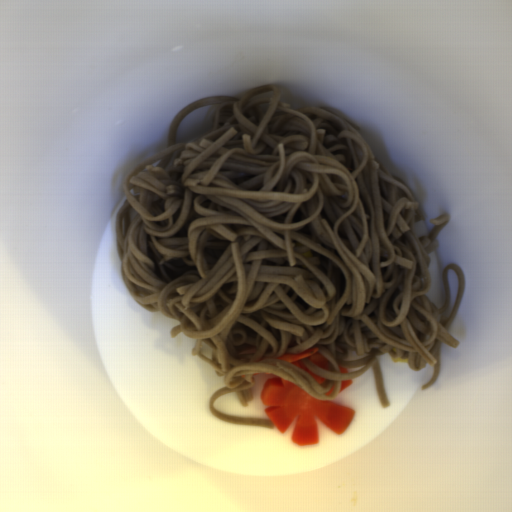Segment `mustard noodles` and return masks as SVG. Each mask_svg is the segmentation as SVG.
<instances>
[{
	"label": "mustard noodles",
	"instance_id": "mustard-noodles-1",
	"mask_svg": "<svg viewBox=\"0 0 512 512\" xmlns=\"http://www.w3.org/2000/svg\"><path fill=\"white\" fill-rule=\"evenodd\" d=\"M278 84L234 96L201 97L179 110L168 145L123 180L116 214L120 271L131 297L178 321L197 339L191 353L225 377L209 411L225 422L273 429L270 418L218 411L217 398H255L253 374L269 373L319 400L341 394L343 380L370 368L381 407H389L377 356L406 359L414 371L441 369V345L466 289L461 266L443 272L444 305L427 293L429 254L451 219L423 220L408 186L378 163L359 126L335 106L292 108ZM212 104L201 132L177 139L192 108ZM459 292L450 310L447 270ZM332 372L300 359L325 378L276 359L317 347ZM339 366L348 373H340ZM335 385L327 396L323 393ZM340 392V393H339Z\"/></svg>",
	"mask_w": 512,
	"mask_h": 512
}]
</instances>
